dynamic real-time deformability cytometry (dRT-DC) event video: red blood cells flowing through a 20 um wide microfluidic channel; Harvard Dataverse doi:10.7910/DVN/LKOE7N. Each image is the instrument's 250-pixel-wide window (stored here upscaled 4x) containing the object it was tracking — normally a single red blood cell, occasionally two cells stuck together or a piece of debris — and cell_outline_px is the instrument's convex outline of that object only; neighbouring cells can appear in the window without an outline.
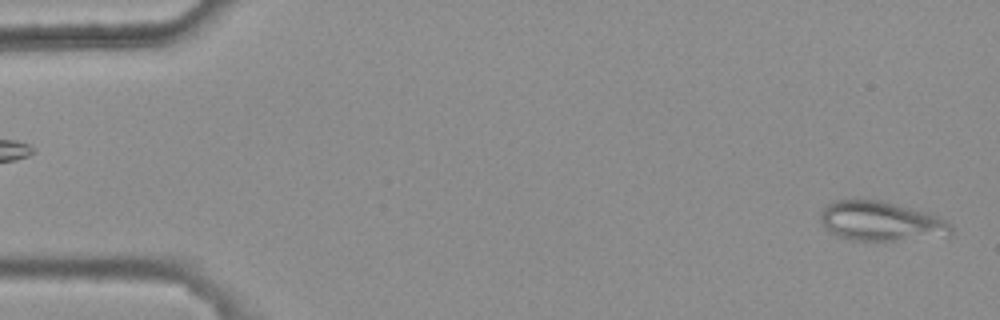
{"species": "common noctule bat (a hibernating species)", "species_latin": "Nyctalus noctula", "temperature_condition": "warm", "stored_images_in_passage": 5, "camera_frame_rate_fps": 3000, "um_per_image_px": 0.085, "animal": {"sex": "female", "body_mass_g": 25.1}, "frame": {"image": 1, "passage_image": 5, "time_ms": 1.333, "image_size_px": [1000, 320], "cell_outline_px": [[952, 236], [896, 240], [852, 240], [836, 236], [824, 228], [820, 220], [820, 212], [832, 200], [852, 196], [884, 200], [928, 212], [944, 220], [952, 228]], "centroid_in_image_um": [74.81, 18.75], "position_along_channel_um": 10.2, "area_um2": 31.04}}